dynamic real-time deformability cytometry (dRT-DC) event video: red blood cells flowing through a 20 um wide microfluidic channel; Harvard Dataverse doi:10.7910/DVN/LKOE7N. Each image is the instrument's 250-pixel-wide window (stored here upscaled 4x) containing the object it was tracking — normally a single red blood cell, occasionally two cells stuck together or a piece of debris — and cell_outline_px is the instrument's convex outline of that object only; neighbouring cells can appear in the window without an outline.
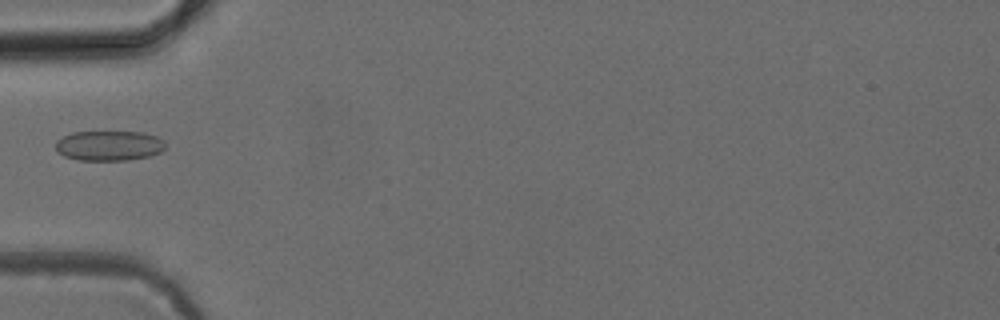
{"species": "common noctule bat (a hibernating species)", "species_latin": "Nyctalus noctula", "temperature_condition": "cold", "stored_images_in_passage": 6, "camera_frame_rate_fps": 3000, "um_per_image_px": 0.085, "animal": {"sex": "female", "body_mass_g": 24.6, "forearm_length_mm": 56.2}, "frame": {"image": 1, "passage_image": 5, "time_ms": 4.667, "image_size_px": [1000, 320], "cell_outline_px": [[164, 148], [160, 152], [148, 156], [124, 160], [80, 160], [64, 156], [56, 152], [56, 140], [72, 132], [144, 132], [156, 136], [164, 140]], "centroid_in_image_um": [9.24, 12.37], "position_along_channel_um": 75.8, "area_um2": 19.13}}
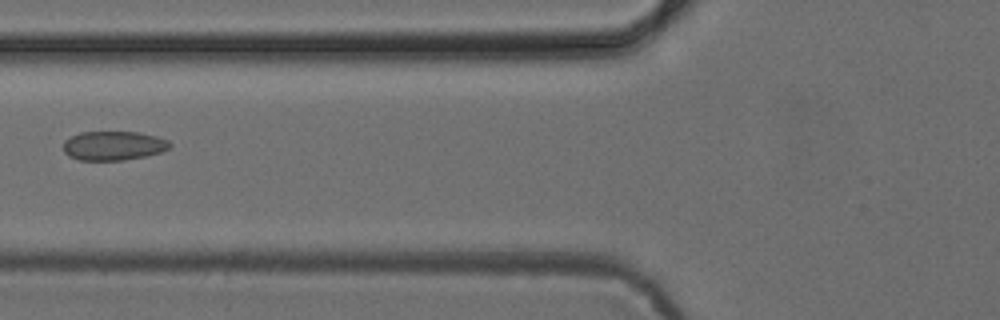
{"frame": {"image": 2, "passage_image": 6, "time_ms": 5.667, "image_size_px": [1000, 320], "cell_outline_px": [[172, 144], [168, 148], [160, 152], [144, 156], [124, 160], [80, 160], [68, 156], [64, 152], [64, 140], [80, 132], [140, 132], [156, 136], [168, 140]], "centroid_in_image_um": [9.63, 12.38], "position_along_channel_um": 116.2, "area_um2": 18.03}}